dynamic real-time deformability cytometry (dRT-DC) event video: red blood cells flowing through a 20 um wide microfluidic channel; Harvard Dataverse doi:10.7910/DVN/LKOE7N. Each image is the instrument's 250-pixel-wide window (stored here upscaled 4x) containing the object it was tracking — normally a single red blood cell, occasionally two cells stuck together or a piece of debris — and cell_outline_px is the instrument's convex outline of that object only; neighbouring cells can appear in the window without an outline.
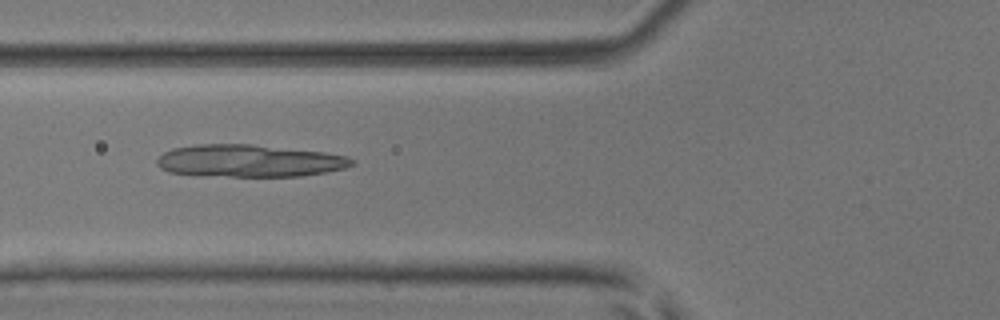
{"species": "common noctule bat (a hibernating species)", "species_latin": "Nyctalus noctula", "temperature_condition": "room temperature", "stored_images_in_passage": 41, "camera_frame_rate_fps": 3000, "um_per_image_px": 0.085, "animal": {"sex": "male", "body_mass_g": 17.9, "forearm_length_mm": 54.2}, "frame": {"image": 1, "passage_image": 19, "time_ms": 6.0, "image_size_px": [1000, 320], "cell_outline_px": [[356, 164], [344, 168], [324, 172], [300, 176], [192, 176], [168, 172], [160, 168], [156, 164], [156, 160], [164, 152], [172, 148], [196, 144], [248, 144], [324, 152], [348, 156], [356, 160]], "centroid_in_image_um": [21.14, 13.68], "position_along_channel_um": 104.7, "area_um2": 37.05}}
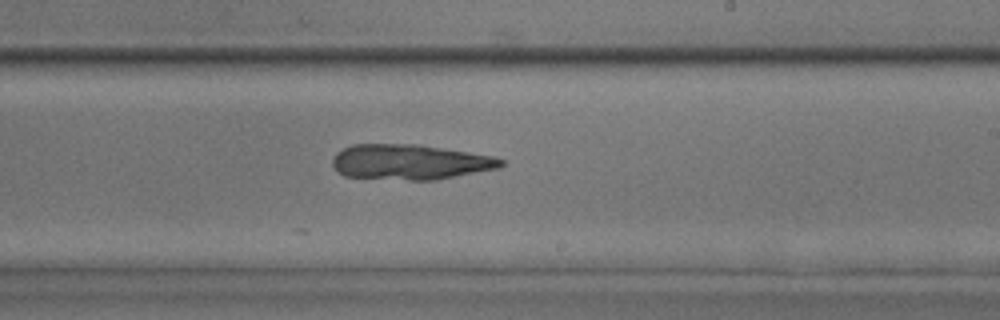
{"frame": {"image": 2, "passage_image": 30, "time_ms": 9.667, "image_size_px": [1000, 320], "cell_outline_px": [[504, 164], [500, 168], [436, 180], [408, 180], [344, 176], [332, 164], [332, 160], [336, 152], [352, 144], [416, 144], [468, 152], [492, 156], [504, 160]], "centroid_in_image_um": [34.86, 13.77], "position_along_channel_um": 254.1, "area_um2": 34.51}}
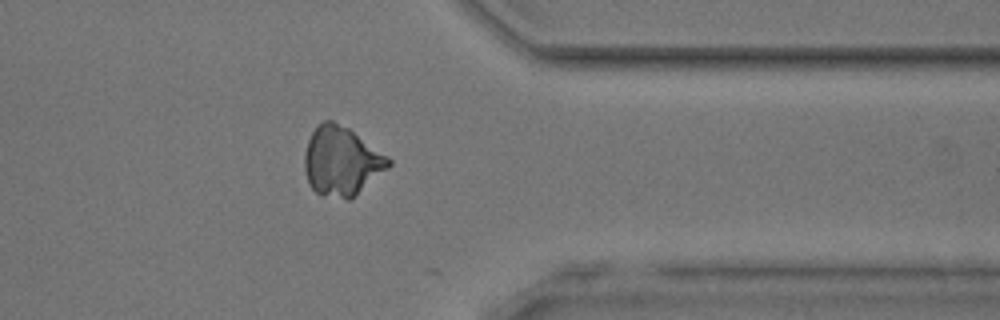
{"frame": {"image": 3, "passage_image": 40, "time_ms": 13.0, "image_size_px": [1000, 320], "cell_outline_px": [[392, 164], [388, 168], [348, 200], [320, 196], [308, 184], [304, 168], [304, 152], [308, 140], [312, 132], [324, 120], [332, 120], [348, 128], [388, 156], [392, 160]], "centroid_in_image_um": [29.0, 13.72], "position_along_channel_um": 382.4, "area_um2": 33.64}}